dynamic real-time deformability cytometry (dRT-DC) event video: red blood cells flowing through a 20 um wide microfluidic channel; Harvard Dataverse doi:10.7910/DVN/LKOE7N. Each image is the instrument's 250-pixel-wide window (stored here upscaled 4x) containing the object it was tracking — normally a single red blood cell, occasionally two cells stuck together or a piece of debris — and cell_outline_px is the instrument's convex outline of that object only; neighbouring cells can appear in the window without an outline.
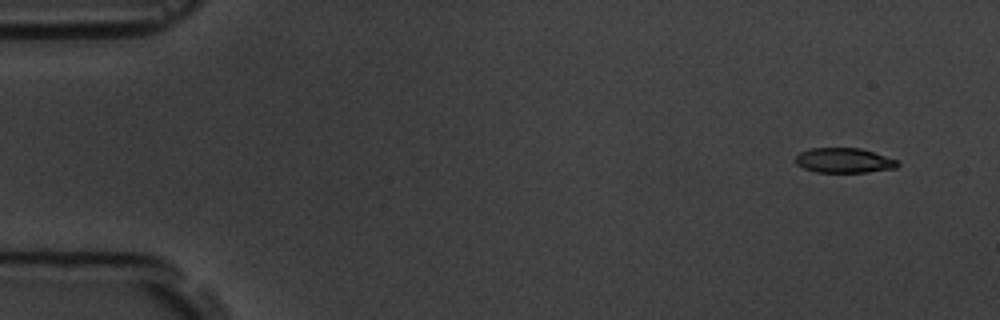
{"species": "common noctule bat (a hibernating species)", "species_latin": "Nyctalus noctula", "temperature_condition": "room temperature", "stored_images_in_passage": 4, "camera_frame_rate_fps": 3000, "um_per_image_px": 0.085, "animal": {"sex": "male", "body_mass_g": 19.5, "forearm_length_mm": 54.6}, "frame": {"image": 1, "passage_image": 1, "time_ms": 0.0, "image_size_px": [1000, 320], "cell_outline_px": [[900, 164], [896, 168], [868, 172], [816, 172], [804, 168], [796, 164], [796, 156], [800, 152], [812, 148], [860, 148], [900, 160]], "centroid_in_image_um": [71.79, 13.64], "position_along_channel_um": 13.2, "area_um2": 14.85}}
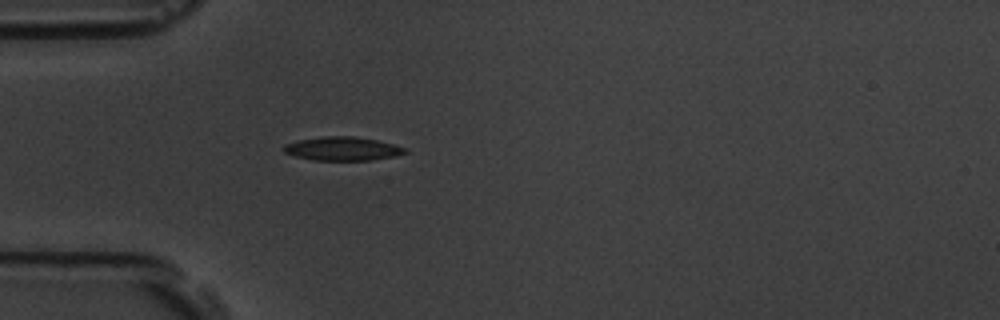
{"frame": {"image": 2, "passage_image": 4, "time_ms": 4.333, "image_size_px": [1000, 320], "cell_outline_px": [[408, 152], [396, 156], [372, 160], [312, 160], [296, 156], [284, 152], [284, 144], [296, 140], [320, 136], [356, 136], [376, 140], [408, 148]], "centroid_in_image_um": [29.12, 12.63], "position_along_channel_um": 55.9, "area_um2": 16.88}}